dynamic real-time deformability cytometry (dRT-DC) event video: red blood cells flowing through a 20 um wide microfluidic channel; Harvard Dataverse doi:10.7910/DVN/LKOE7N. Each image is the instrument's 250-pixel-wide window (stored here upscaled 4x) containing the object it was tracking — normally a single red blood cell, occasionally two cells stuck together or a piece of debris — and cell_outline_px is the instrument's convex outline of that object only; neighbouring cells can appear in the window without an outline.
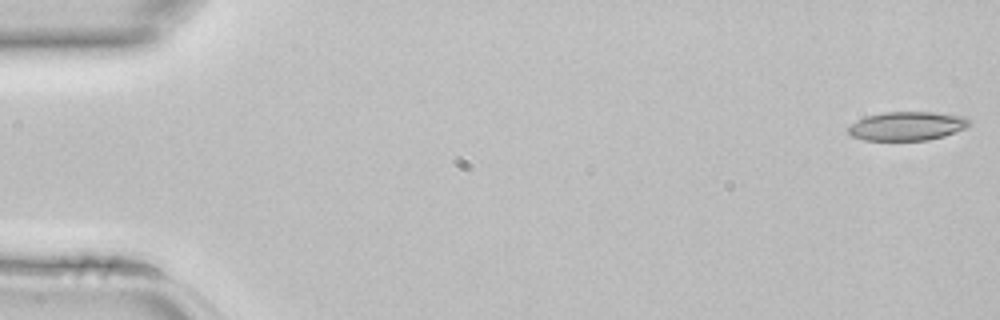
{"species": "common noctule bat (a hibernating species)", "species_latin": "Nyctalus noctula", "temperature_condition": "room temperature", "stored_images_in_passage": 45, "camera_frame_rate_fps": 3000, "um_per_image_px": 0.085, "animal": {"sex": "female", "body_mass_g": 22.7, "forearm_length_mm": 54.2}, "frame": {"image": 1, "passage_image": 1, "time_ms": 0.0, "image_size_px": [1000, 320], "cell_outline_px": [[972, 124], [964, 128], [944, 136], [928, 140], [864, 140], [852, 136], [848, 132], [848, 128], [856, 120], [868, 116], [884, 112], [936, 112], [964, 116], [972, 120]], "centroid_in_image_um": [77.14, 10.71], "position_along_channel_um": 7.9, "area_um2": 20.35}}
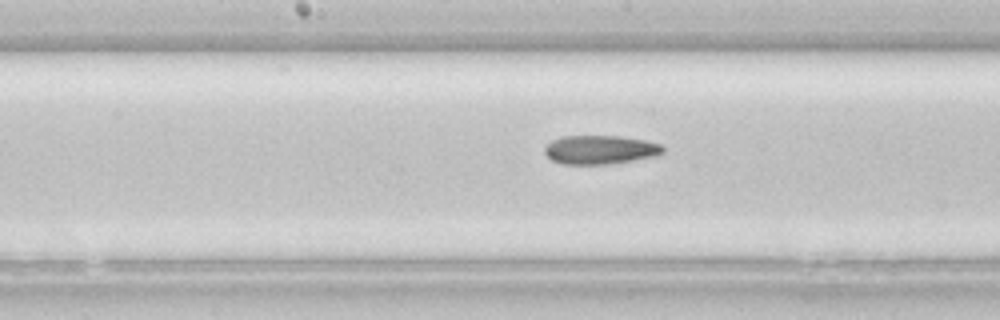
{"frame": {"image": 2, "passage_image": 23, "time_ms": 7.333, "image_size_px": [1000, 320], "cell_outline_px": [[664, 152], [656, 156], [608, 164], [564, 164], [552, 160], [544, 152], [544, 148], [552, 140], [564, 136], [616, 136], [644, 140], [660, 144], [664, 148]], "centroid_in_image_um": [51.01, 12.73], "position_along_channel_um": 197.2, "area_um2": 19.65}}
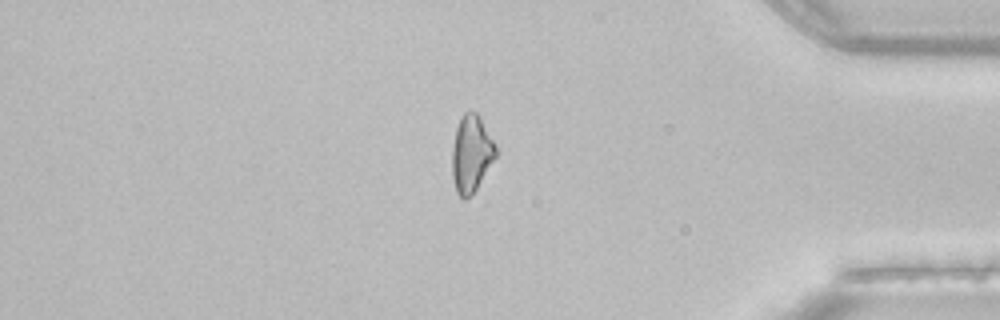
{"frame": {"image": 3, "passage_image": 38, "time_ms": 12.333, "image_size_px": [1000, 320], "cell_outline_px": [[496, 156], [476, 188], [464, 200], [456, 192], [452, 176], [452, 148], [456, 128], [460, 116], [468, 108], [476, 112], [492, 140], [496, 148]], "centroid_in_image_um": [40.02, 13.03], "position_along_channel_um": 395.2, "area_um2": 19.25}}